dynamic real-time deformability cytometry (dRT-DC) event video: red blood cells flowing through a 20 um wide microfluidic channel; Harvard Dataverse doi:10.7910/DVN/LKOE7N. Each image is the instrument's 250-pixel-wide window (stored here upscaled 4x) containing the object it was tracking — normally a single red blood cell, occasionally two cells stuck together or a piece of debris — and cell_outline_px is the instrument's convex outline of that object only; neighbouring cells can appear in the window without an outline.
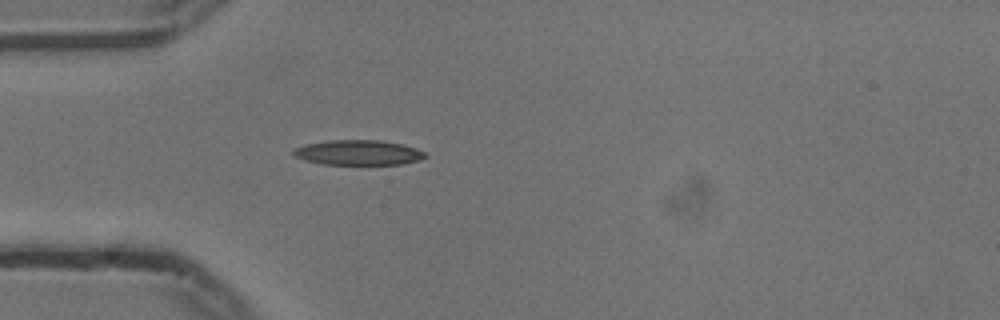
{"species": "common noctule bat (a hibernating species)", "species_latin": "Nyctalus noctula", "temperature_condition": "cold", "stored_images_in_passage": 40, "camera_frame_rate_fps": 3000, "um_per_image_px": 0.085, "animal": {"sex": "male", "body_mass_g": 13.3}, "frame": {"image": 1, "passage_image": 1, "time_ms": 0.0, "image_size_px": [1000, 320], "cell_outline_px": [[428, 156], [420, 160], [400, 164], [320, 164], [304, 160], [296, 156], [292, 152], [296, 148], [304, 144], [328, 140], [380, 140], [400, 144], [416, 148], [424, 152]], "centroid_in_image_um": [30.45, 12.97], "position_along_channel_um": 54.6, "area_um2": 19.13}}
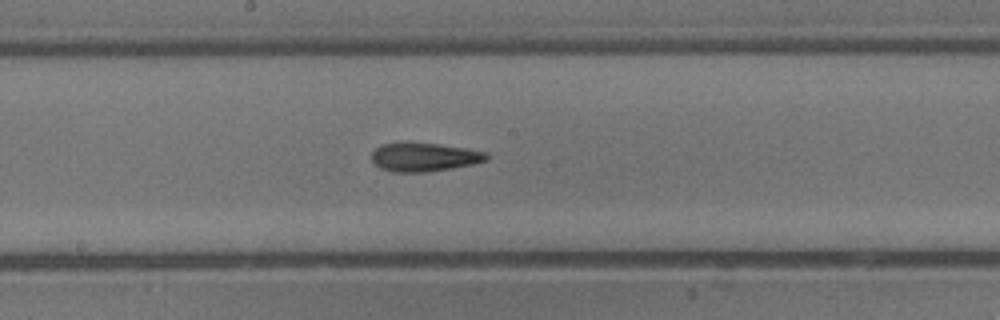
{"frame": {"image": 2, "passage_image": 14, "time_ms": 4.333, "image_size_px": [1000, 320], "cell_outline_px": [[488, 160], [472, 164], [452, 168], [424, 172], [392, 172], [380, 168], [372, 160], [372, 152], [376, 148], [384, 144], [404, 140], [408, 140], [440, 144], [488, 152]], "centroid_in_image_um": [36.03, 13.32], "position_along_channel_um": 212.2, "area_um2": 19.59}}
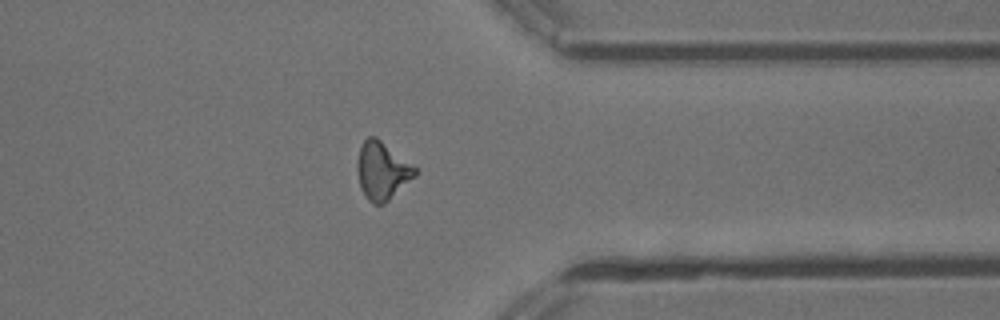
{"frame": {"image": 3, "passage_image": 28, "time_ms": 9.0, "image_size_px": [1000, 320], "cell_outline_px": [[416, 176], [384, 204], [372, 204], [368, 200], [360, 188], [356, 168], [356, 160], [360, 148], [364, 140], [368, 136], [376, 136], [412, 164], [416, 168]], "centroid_in_image_um": [32.46, 14.51], "position_along_channel_um": 378.9, "area_um2": 19.54}, "authors_computed_cell_mechanics": {"area_um2": 18.7272, "velocity_mm_per_s": 3.7549, "shape_relaxation_time_tau1_ms": 7.2748, "shape_relaxation_time_tau2_ms": 6.9281, "deformation_change_tau1": 0.1996, "deformation_change_tau2": 0.1749}}